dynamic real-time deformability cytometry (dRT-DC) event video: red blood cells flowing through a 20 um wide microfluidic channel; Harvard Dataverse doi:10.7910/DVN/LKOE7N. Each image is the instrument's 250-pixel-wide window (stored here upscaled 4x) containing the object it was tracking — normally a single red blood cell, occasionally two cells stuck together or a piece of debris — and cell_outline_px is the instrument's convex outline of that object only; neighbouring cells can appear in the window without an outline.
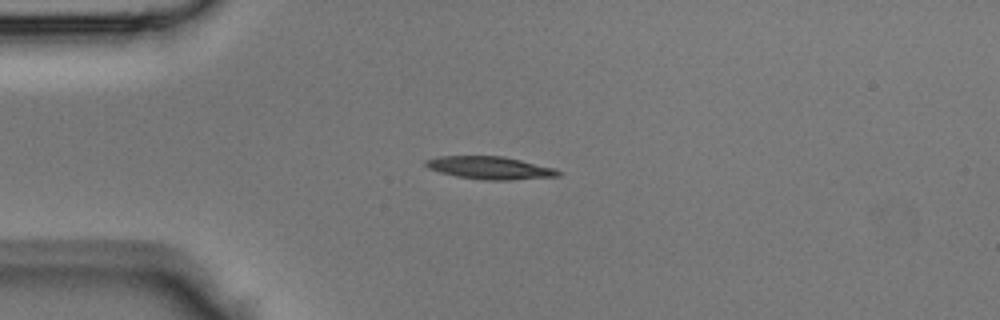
{"species": "Egyptian fruit bat (a non-hibernating species)", "species_latin": "Rousettus aegyptiacus", "temperature_condition": "room temperature", "stored_images_in_passage": 28, "camera_frame_rate_fps": 3000, "um_per_image_px": 0.085, "animal": {"sex": "male"}, "frame": {"image": 1, "passage_image": 1, "time_ms": 0.0, "image_size_px": [1000, 320], "cell_outline_px": [[564, 172], [560, 176], [512, 180], [484, 180], [456, 176], [440, 172], [428, 168], [424, 164], [424, 160], [440, 156], [504, 156], [556, 168]], "centroid_in_image_um": [41.69, 14.27], "position_along_channel_um": 43.3, "area_um2": 17.74}}
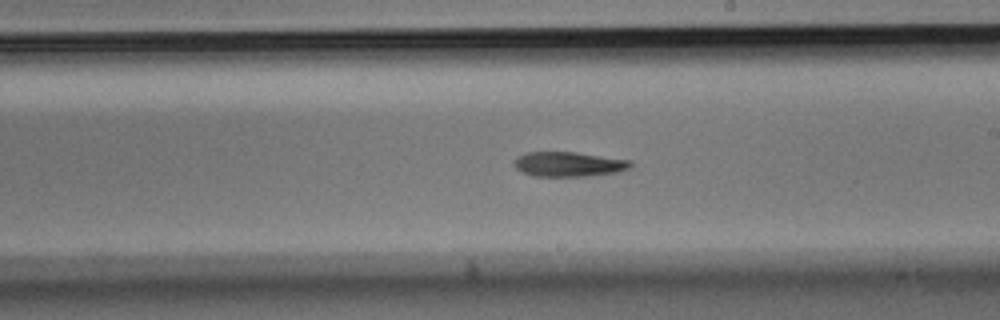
{"frame": {"image": 2, "passage_image": 15, "time_ms": 4.667, "image_size_px": [1000, 320], "cell_outline_px": [[632, 164], [628, 168], [616, 172], [584, 176], [532, 176], [516, 168], [512, 160], [516, 156], [524, 152], [576, 152], [632, 160]], "centroid_in_image_um": [48.29, 13.94], "position_along_channel_um": 240.7, "area_um2": 16.82}}
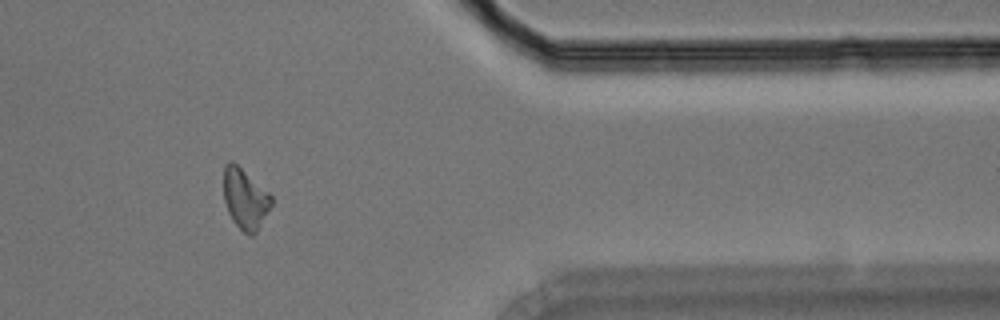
{"frame": {"image": 3, "passage_image": 26, "time_ms": 8.333, "image_size_px": [1000, 320], "cell_outline_px": [[272, 204], [256, 232], [252, 236], [248, 236], [232, 220], [228, 212], [224, 200], [224, 164], [228, 160], [232, 160], [268, 192], [272, 196]], "centroid_in_image_um": [20.81, 16.89], "position_along_channel_um": 390.6, "area_um2": 16.65}}